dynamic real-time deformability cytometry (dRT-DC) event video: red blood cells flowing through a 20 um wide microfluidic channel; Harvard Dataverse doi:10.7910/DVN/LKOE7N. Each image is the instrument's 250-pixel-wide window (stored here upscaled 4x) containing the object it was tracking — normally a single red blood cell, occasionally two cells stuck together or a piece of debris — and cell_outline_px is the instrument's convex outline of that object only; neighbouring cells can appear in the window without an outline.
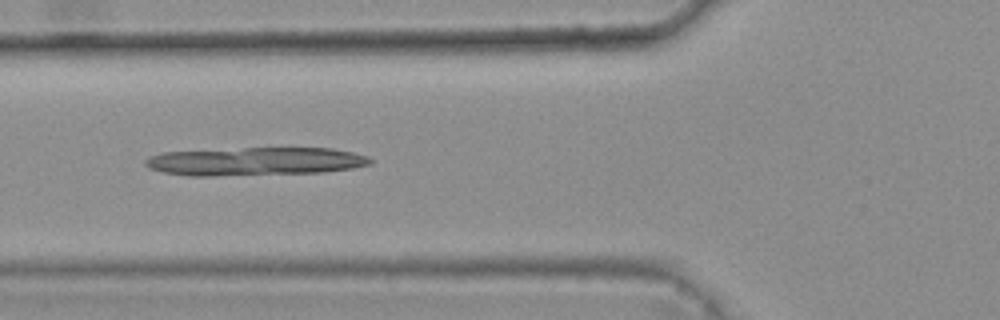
{"species": "common noctule bat (a hibernating species)", "species_latin": "Nyctalus noctula", "temperature_condition": "warm", "stored_images_in_passage": 32, "camera_frame_rate_fps": 3000, "um_per_image_px": 0.085, "animal": {"sex": "female", "body_mass_g": 25.1}, "frame": {"image": 1, "passage_image": 5, "time_ms": 1.333, "image_size_px": [1000, 320], "cell_outline_px": [[372, 164], [352, 168], [324, 172], [212, 176], [188, 176], [164, 172], [148, 168], [144, 164], [144, 160], [148, 156], [160, 152], [244, 148], [332, 148], [352, 152], [368, 156], [372, 160]], "centroid_in_image_um": [21.66, 13.72], "position_along_channel_um": 104.1, "area_um2": 37.22}}